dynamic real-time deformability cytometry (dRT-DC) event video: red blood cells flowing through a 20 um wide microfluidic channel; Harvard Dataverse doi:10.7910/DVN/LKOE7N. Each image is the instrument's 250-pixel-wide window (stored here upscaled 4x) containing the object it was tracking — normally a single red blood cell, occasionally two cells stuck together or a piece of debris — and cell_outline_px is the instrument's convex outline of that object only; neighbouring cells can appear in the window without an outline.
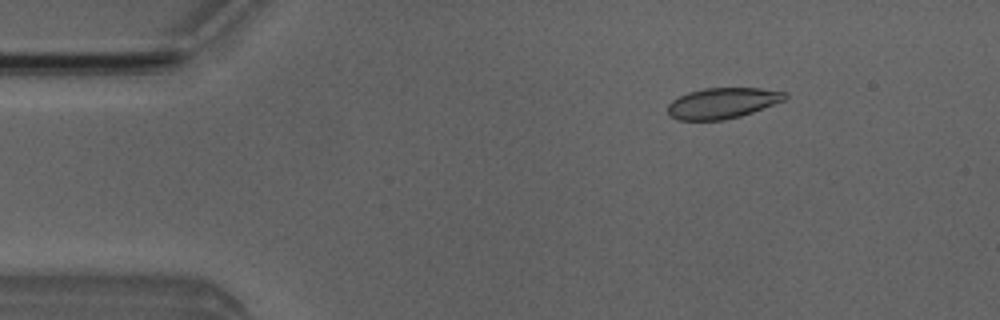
{"species": "Egyptian fruit bat (a non-hibernating species)", "species_latin": "Rousettus aegyptiacus", "temperature_condition": "room temperature", "stored_images_in_passage": 3, "camera_frame_rate_fps": 3000, "um_per_image_px": 0.085, "animal": {"sex": "male"}, "frame": {"image": 1, "passage_image": 1, "time_ms": 0.0, "image_size_px": [1000, 320], "cell_outline_px": [[788, 96], [784, 100], [752, 112], [740, 116], [724, 120], [676, 120], [668, 116], [668, 104], [672, 100], [688, 92], [704, 88], [760, 88], [788, 92]], "centroid_in_image_um": [61.39, 8.76], "position_along_channel_um": 23.6, "area_um2": 21.04}}